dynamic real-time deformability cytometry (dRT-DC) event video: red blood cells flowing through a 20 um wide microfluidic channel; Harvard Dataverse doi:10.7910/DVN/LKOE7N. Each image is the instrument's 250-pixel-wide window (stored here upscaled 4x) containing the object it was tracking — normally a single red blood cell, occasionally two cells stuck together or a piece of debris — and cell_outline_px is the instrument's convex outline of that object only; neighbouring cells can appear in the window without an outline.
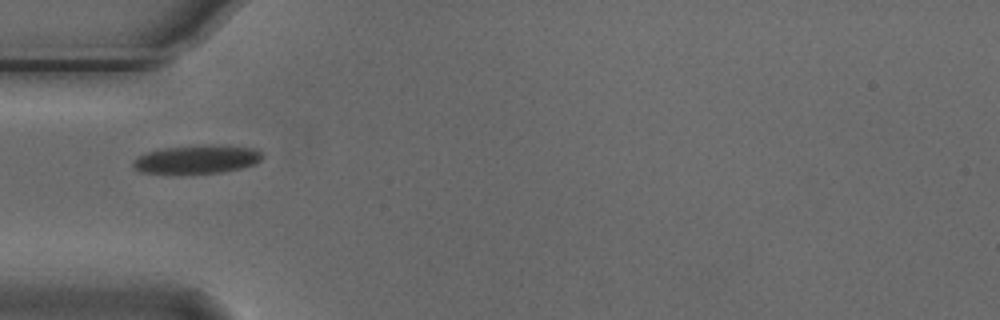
{"species": "Egyptian fruit bat (a non-hibernating species)", "species_latin": "Rousettus aegyptiacus", "temperature_condition": "cold", "stored_images_in_passage": 38, "camera_frame_rate_fps": 3000, "um_per_image_px": 0.085, "animal": {"sex": "male"}, "frame": {"image": 1, "passage_image": 1, "time_ms": 0.0, "image_size_px": [1000, 320], "cell_outline_px": [[264, 156], [256, 164], [240, 168], [220, 172], [140, 172], [132, 164], [132, 160], [148, 152], [164, 148], [208, 144], [224, 144], [256, 148]], "centroid_in_image_um": [16.82, 13.5], "position_along_channel_um": 68.2, "area_um2": 21.15}}
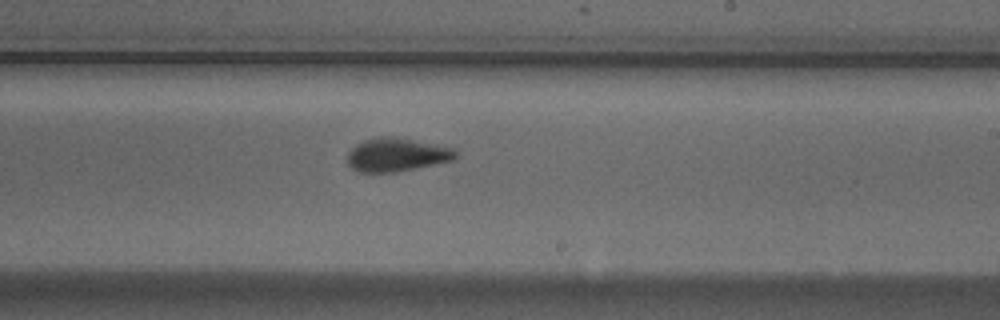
{"frame": {"image": 2, "passage_image": 16, "time_ms": 5.0, "image_size_px": [1000, 320], "cell_outline_px": [[456, 156], [452, 160], [416, 168], [396, 172], [360, 172], [352, 168], [348, 164], [348, 152], [356, 144], [364, 140], [380, 136], [392, 136], [436, 144], [456, 148]], "centroid_in_image_um": [33.71, 13.14], "position_along_channel_um": 255.3, "area_um2": 21.04}}
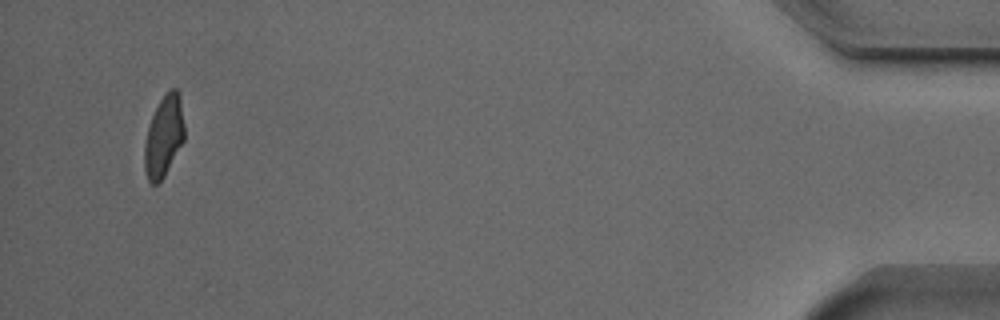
{"frame": {"image": 3, "passage_image": 36, "time_ms": 11.667, "image_size_px": [1000, 320], "cell_outline_px": [[184, 140], [164, 176], [156, 184], [152, 184], [148, 180], [144, 168], [144, 144], [148, 124], [160, 100], [168, 88], [176, 88], [180, 96], [184, 124]], "centroid_in_image_um": [13.92, 11.56], "position_along_channel_um": 421.3, "area_um2": 18.9}, "authors_computed_cell_mechanics": {"area_um2": 20.4034, "velocity_mm_per_s": 3.7447, "shape_relaxation_time_tau1_ms": 2.8463, "shape_relaxation_time_tau2_ms": 1.4467, "deformation_change_tau1": 0.1478, "deformation_change_tau2": 0.0868}}